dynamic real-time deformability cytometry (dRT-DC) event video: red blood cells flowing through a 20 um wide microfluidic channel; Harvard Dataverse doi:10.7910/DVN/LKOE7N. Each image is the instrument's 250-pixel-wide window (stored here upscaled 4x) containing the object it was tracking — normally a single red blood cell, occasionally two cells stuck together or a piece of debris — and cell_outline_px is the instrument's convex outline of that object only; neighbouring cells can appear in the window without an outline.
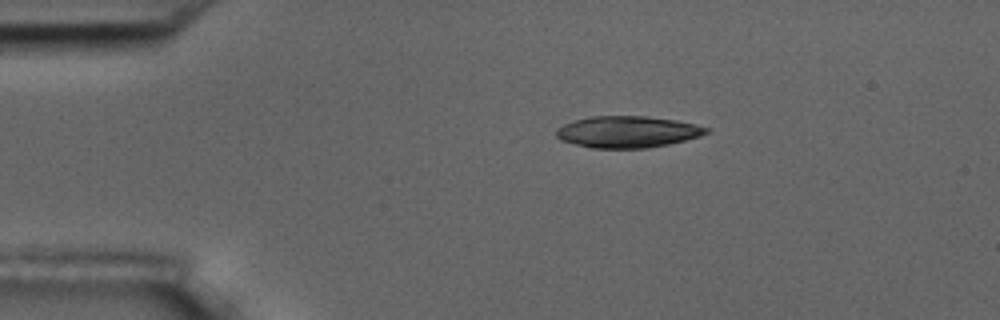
{"species": "common noctule bat (a hibernating species)", "species_latin": "Nyctalus noctula", "temperature_condition": "room temperature", "stored_images_in_passage": 3, "camera_frame_rate_fps": 3000, "um_per_image_px": 0.085, "animal": {"sex": "male", "body_mass_g": 17.5, "forearm_length_mm": 52.3}, "frame": {"image": 1, "passage_image": 1, "time_ms": 0.0, "image_size_px": [1000, 320], "cell_outline_px": [[712, 132], [700, 136], [668, 144], [648, 148], [592, 148], [560, 140], [556, 136], [556, 128], [564, 124], [576, 120], [592, 116], [644, 116], [676, 120], [696, 124], [712, 128]], "centroid_in_image_um": [53.38, 11.2], "position_along_channel_um": 31.6, "area_um2": 27.69}}
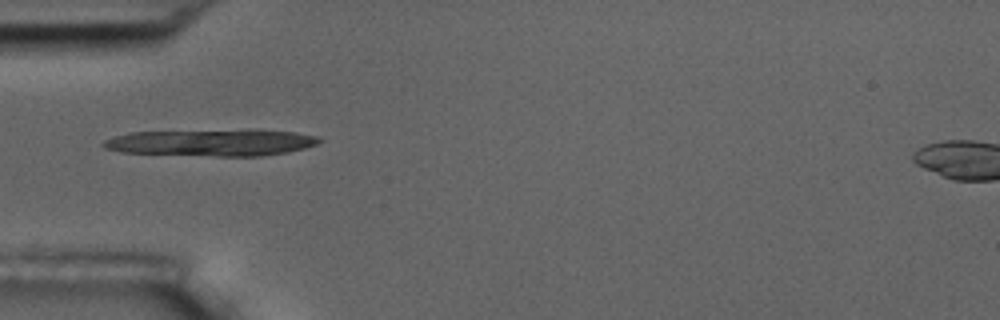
{"frame": {"image": 2, "passage_image": 3, "time_ms": 2.333, "image_size_px": [1000, 320], "cell_outline_px": [[324, 140], [316, 144], [304, 148], [288, 152], [260, 156], [216, 156], [120, 152], [104, 148], [100, 144], [104, 140], [116, 136], [132, 132], [296, 132], [316, 136]], "centroid_in_image_um": [17.93, 12.17], "position_along_channel_um": 67.1, "area_um2": 32.02}}